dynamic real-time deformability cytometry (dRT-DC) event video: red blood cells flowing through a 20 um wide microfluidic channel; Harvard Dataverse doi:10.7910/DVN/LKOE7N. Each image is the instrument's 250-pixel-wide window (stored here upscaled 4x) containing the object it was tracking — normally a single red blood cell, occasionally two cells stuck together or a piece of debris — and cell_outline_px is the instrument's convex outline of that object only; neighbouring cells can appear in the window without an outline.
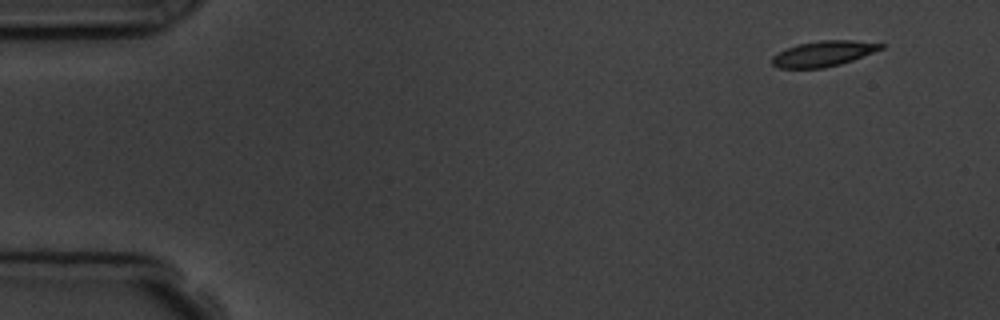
{"species": "common noctule bat (a hibernating species)", "species_latin": "Nyctalus noctula", "temperature_condition": "room temperature", "stored_images_in_passage": 4, "camera_frame_rate_fps": 3000, "um_per_image_px": 0.085, "animal": {"sex": "male", "body_mass_g": 19.5, "forearm_length_mm": 54.6}, "frame": {"image": 1, "passage_image": 1, "time_ms": 0.0, "image_size_px": [1000, 320], "cell_outline_px": [[884, 48], [852, 60], [840, 64], [824, 68], [780, 68], [772, 64], [772, 56], [796, 44], [820, 40], [852, 40], [884, 44]], "centroid_in_image_um": [69.99, 4.56], "position_along_channel_um": 15.0, "area_um2": 16.01}}
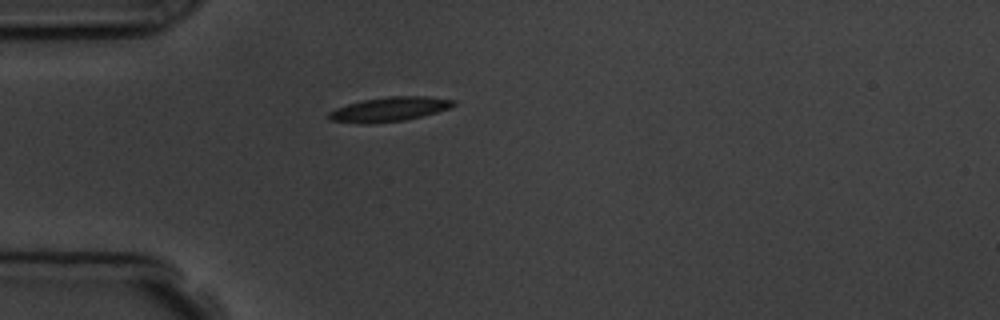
{"frame": {"image": 2, "passage_image": 4, "time_ms": 3.667, "image_size_px": [1000, 320], "cell_outline_px": [[456, 104], [448, 108], [436, 112], [404, 120], [368, 124], [364, 124], [328, 120], [328, 112], [336, 108], [360, 100], [388, 96], [428, 96], [456, 100]], "centroid_in_image_um": [33.06, 9.28], "position_along_channel_um": 51.9, "area_um2": 17.74}}